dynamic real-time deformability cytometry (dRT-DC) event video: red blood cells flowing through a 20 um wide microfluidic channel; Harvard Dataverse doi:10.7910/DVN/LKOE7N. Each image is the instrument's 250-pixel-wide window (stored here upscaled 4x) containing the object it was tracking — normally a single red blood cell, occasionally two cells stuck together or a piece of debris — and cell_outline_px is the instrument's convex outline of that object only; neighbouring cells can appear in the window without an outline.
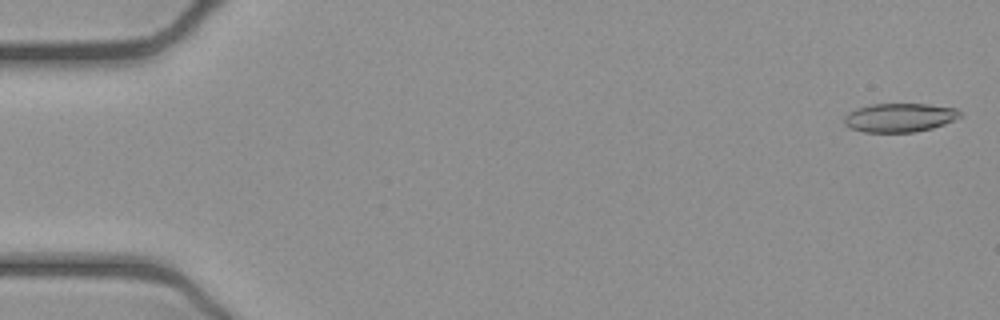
{"species": "common noctule bat (a hibernating species)", "species_latin": "Nyctalus noctula", "temperature_condition": "cold", "stored_images_in_passage": 11, "camera_frame_rate_fps": 3000, "um_per_image_px": 0.085, "animal": {"sex": "female", "body_mass_g": 21.9}, "frame": {"image": 1, "passage_image": 1, "time_ms": 0.0, "image_size_px": [1000, 320], "cell_outline_px": [[964, 116], [944, 124], [932, 128], [916, 132], [864, 132], [848, 128], [844, 124], [844, 116], [848, 112], [856, 108], [872, 104], [928, 104], [956, 108]], "centroid_in_image_um": [76.46, 10.0], "position_along_channel_um": 8.5, "area_um2": 19.65}}